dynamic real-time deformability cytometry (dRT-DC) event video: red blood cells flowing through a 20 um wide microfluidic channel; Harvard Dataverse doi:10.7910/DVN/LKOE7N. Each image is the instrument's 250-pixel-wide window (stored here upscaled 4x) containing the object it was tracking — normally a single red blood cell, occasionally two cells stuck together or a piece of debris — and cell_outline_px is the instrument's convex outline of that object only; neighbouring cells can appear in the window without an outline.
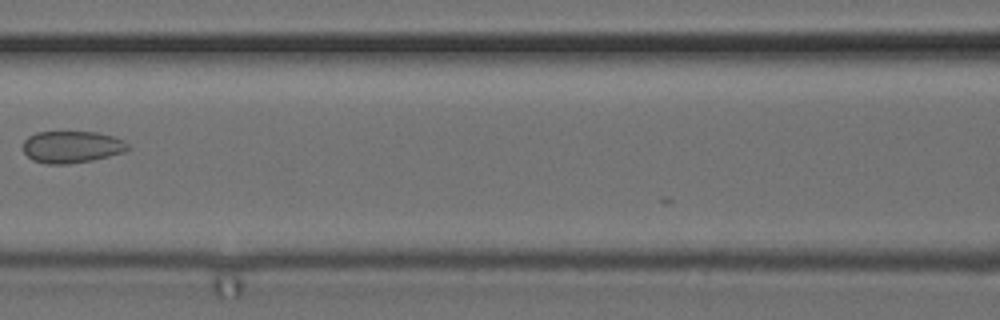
{"species": "common noctule bat (a hibernating species)", "species_latin": "Nyctalus noctula", "temperature_condition": "cold", "stored_images_in_passage": 7, "camera_frame_rate_fps": 3000, "um_per_image_px": 0.085, "animal": {"sex": "female", "body_mass_g": 24.6, "forearm_length_mm": 56.2}, "frame": {"image": 1, "passage_image": 6, "time_ms": 1.667, "image_size_px": [1000, 320], "cell_outline_px": [[128, 148], [124, 152], [92, 160], [68, 164], [48, 164], [32, 160], [24, 152], [24, 140], [28, 136], [36, 132], [96, 132], [112, 136], [124, 140], [128, 144]], "centroid_in_image_um": [6.09, 12.48], "position_along_channel_um": 160.5, "area_um2": 19.42}}